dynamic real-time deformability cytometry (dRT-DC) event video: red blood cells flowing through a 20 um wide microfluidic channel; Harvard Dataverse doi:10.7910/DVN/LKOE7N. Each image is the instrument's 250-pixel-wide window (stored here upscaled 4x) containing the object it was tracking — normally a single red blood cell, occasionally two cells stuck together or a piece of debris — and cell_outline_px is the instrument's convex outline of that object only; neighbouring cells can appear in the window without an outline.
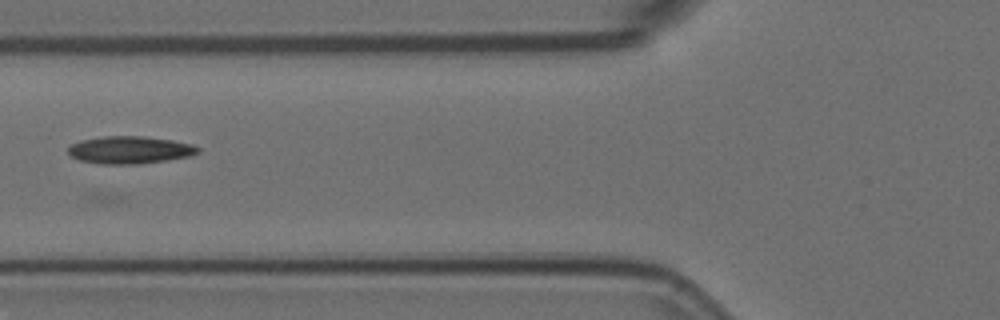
{"species": "Egyptian fruit bat (a non-hibernating species)", "species_latin": "Rousettus aegyptiacus", "temperature_condition": "room temperature", "stored_images_in_passage": 8, "camera_frame_rate_fps": 3000, "um_per_image_px": 0.085, "animal": {"sex": "female"}, "frame": {"image": 1, "passage_image": 5, "time_ms": 1.333, "image_size_px": [1000, 320], "cell_outline_px": [[200, 152], [192, 156], [140, 164], [100, 164], [80, 160], [72, 156], [68, 152], [68, 148], [72, 144], [80, 140], [104, 136], [144, 136], [172, 140], [192, 144], [200, 148]], "centroid_in_image_um": [11.06, 12.74], "position_along_channel_um": 114.7, "area_um2": 20.87}}
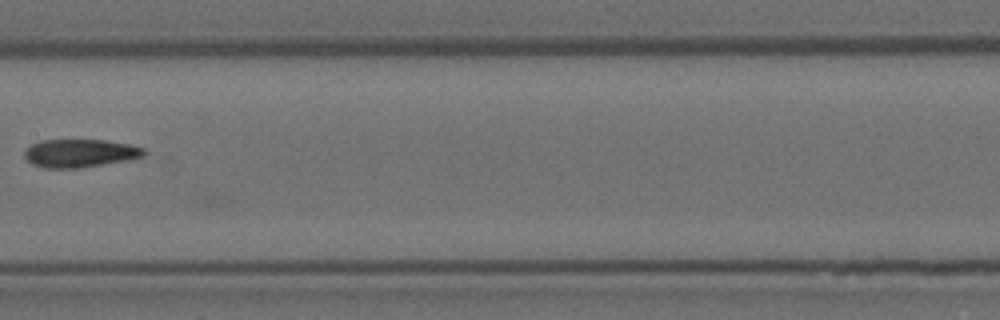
{"frame": {"image": 2, "passage_image": 7, "time_ms": 2.0, "image_size_px": [1000, 320], "cell_outline_px": [[148, 152], [144, 156], [124, 160], [80, 168], [44, 168], [32, 164], [24, 156], [24, 152], [32, 144], [40, 140], [104, 140], [128, 144], [144, 148]], "centroid_in_image_um": [6.79, 13.02], "position_along_channel_um": 200.6, "area_um2": 19.42}}
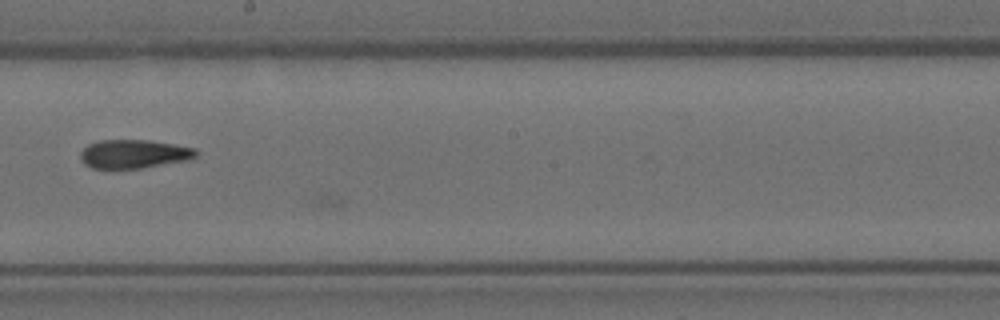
{"frame": {"image": 3, "passage_image": 8, "time_ms": 2.333, "image_size_px": [1000, 320], "cell_outline_px": [[200, 152], [196, 156], [188, 160], [144, 168], [92, 168], [84, 164], [80, 160], [80, 152], [88, 144], [100, 140], [148, 140], [196, 148]], "centroid_in_image_um": [11.39, 13.09], "position_along_channel_um": 236.8, "area_um2": 19.42}}